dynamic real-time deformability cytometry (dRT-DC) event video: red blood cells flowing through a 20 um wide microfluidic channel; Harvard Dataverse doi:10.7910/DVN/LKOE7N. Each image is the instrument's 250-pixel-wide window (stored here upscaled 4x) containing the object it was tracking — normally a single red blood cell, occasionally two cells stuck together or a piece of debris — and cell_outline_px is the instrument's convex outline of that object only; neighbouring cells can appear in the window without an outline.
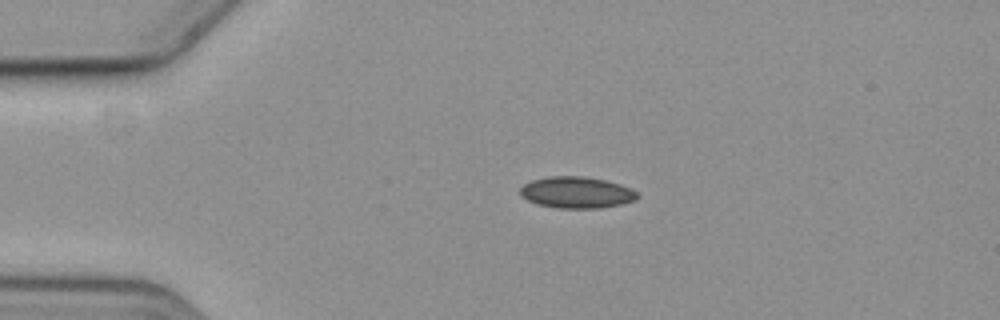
{"species": "common noctule bat (a hibernating species)", "species_latin": "Nyctalus noctula", "temperature_condition": "cold", "stored_images_in_passage": 2, "camera_frame_rate_fps": 3000, "um_per_image_px": 0.085, "animal": {"sex": "female", "body_mass_g": 19.3, "forearm_length_mm": 54.1}, "frame": {"image": 1, "passage_image": 1, "time_ms": 0.0, "image_size_px": [1000, 320], "cell_outline_px": [[636, 200], [620, 204], [600, 208], [556, 208], [536, 204], [520, 196], [520, 188], [524, 184], [532, 180], [548, 176], [584, 176], [604, 180], [620, 184], [632, 188], [636, 192]], "centroid_in_image_um": [48.98, 16.36], "position_along_channel_um": 36.0, "area_um2": 21.5}}